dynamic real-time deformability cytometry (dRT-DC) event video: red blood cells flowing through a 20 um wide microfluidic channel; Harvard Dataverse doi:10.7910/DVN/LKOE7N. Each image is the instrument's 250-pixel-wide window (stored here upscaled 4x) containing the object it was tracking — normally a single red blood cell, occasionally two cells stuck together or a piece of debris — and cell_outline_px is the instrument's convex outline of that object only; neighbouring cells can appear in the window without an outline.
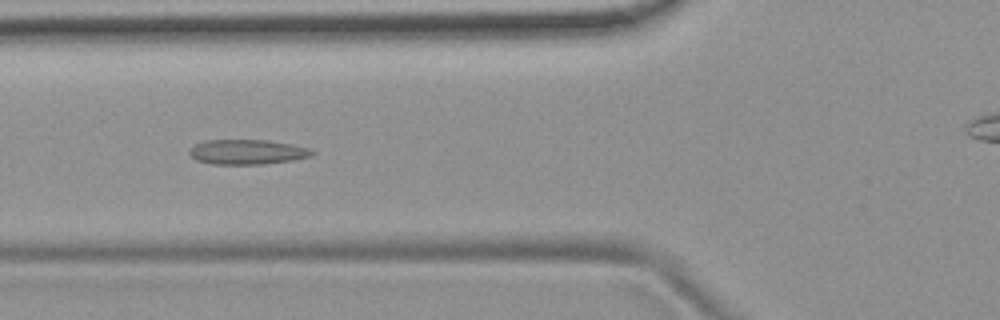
{"species": "common noctule bat (a hibernating species)", "species_latin": "Nyctalus noctula", "temperature_condition": "room temperature", "stored_images_in_passage": 53, "camera_frame_rate_fps": 3000, "um_per_image_px": 0.085, "animal": {"sex": "female", "body_mass_g": 19.9}, "frame": {"image": 1, "passage_image": 19, "time_ms": 6.0, "image_size_px": [1000, 320], "cell_outline_px": [[316, 152], [312, 156], [292, 160], [264, 164], [212, 164], [196, 160], [188, 152], [188, 148], [204, 140], [268, 140], [292, 144], [308, 148]], "centroid_in_image_um": [21.0, 12.91], "position_along_channel_um": 104.8, "area_um2": 17.86}}
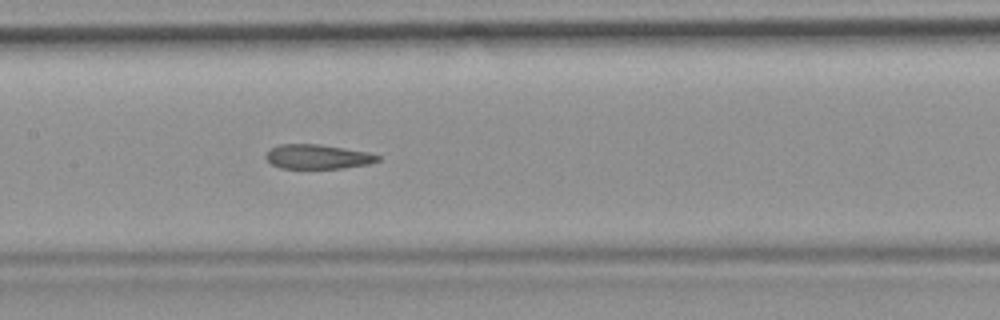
{"frame": {"image": 2, "passage_image": 25, "time_ms": 8.0, "image_size_px": [1000, 320], "cell_outline_px": [[380, 160], [368, 164], [344, 168], [280, 168], [272, 164], [264, 156], [272, 148], [280, 144], [320, 144], [368, 152], [380, 156]], "centroid_in_image_um": [27.02, 13.32], "position_along_channel_um": 180.4, "area_um2": 15.84}}
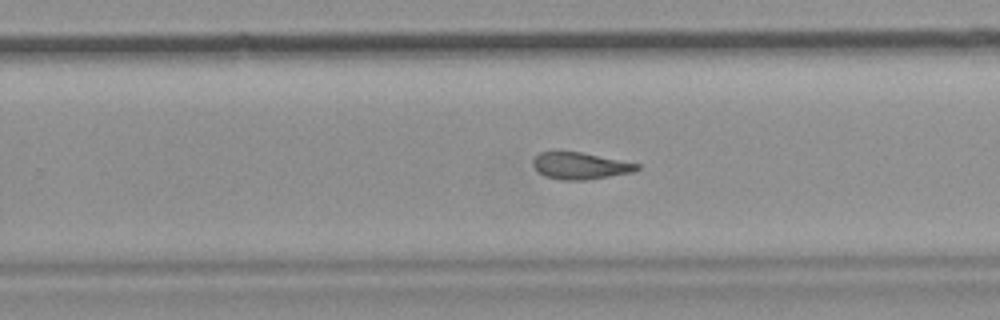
{"frame": {"image": 3, "passage_image": 33, "time_ms": 10.667, "image_size_px": [1000, 320], "cell_outline_px": [[640, 168], [632, 172], [588, 180], [560, 180], [544, 176], [536, 172], [532, 164], [532, 160], [540, 152], [552, 148], [580, 152], [640, 164]], "centroid_in_image_um": [49.21, 14.06], "position_along_channel_um": 280.6, "area_um2": 16.82}, "authors_computed_cell_mechanics": {"area_um2": 17.5134, "velocity_mm_per_s": 3.7717, "shape_relaxation_time_tau1_ms": null, "shape_relaxation_time_tau2_ms": 3.6898, "deformation_change_tau1": null, "deformation_change_tau2": 0.1048}}